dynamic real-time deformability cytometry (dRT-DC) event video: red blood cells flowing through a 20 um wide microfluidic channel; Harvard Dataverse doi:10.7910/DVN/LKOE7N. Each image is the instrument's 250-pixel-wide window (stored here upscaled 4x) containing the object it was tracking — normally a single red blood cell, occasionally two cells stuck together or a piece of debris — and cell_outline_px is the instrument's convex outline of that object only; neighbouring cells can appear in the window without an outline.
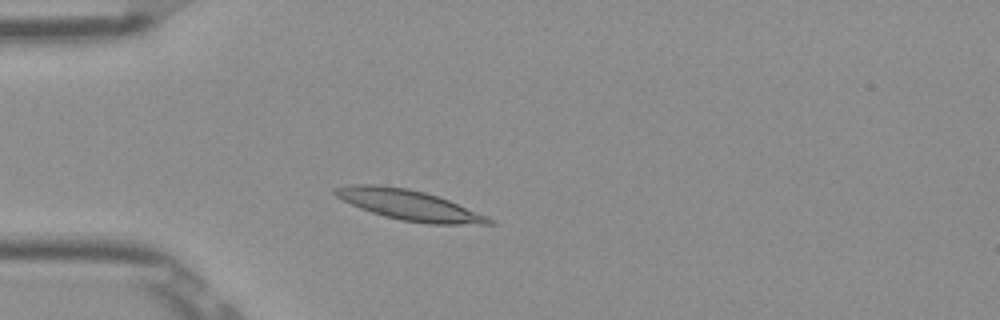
{"species": "Egyptian fruit bat (a non-hibernating species)", "species_latin": "Rousettus aegyptiacus", "temperature_condition": "room temperature", "stored_images_in_passage": 47, "camera_frame_rate_fps": 3000, "um_per_image_px": 0.085, "frame": {"image": 1, "passage_image": 9, "time_ms": 2.667, "image_size_px": [1000, 320], "cell_outline_px": [[496, 224], [428, 224], [400, 220], [384, 216], [360, 208], [336, 196], [332, 192], [332, 188], [352, 184], [376, 184], [408, 188], [424, 192], [448, 200], [488, 216], [496, 220]], "centroid_in_image_um": [34.78, 17.43], "position_along_channel_um": 50.2, "area_um2": 27.11}}
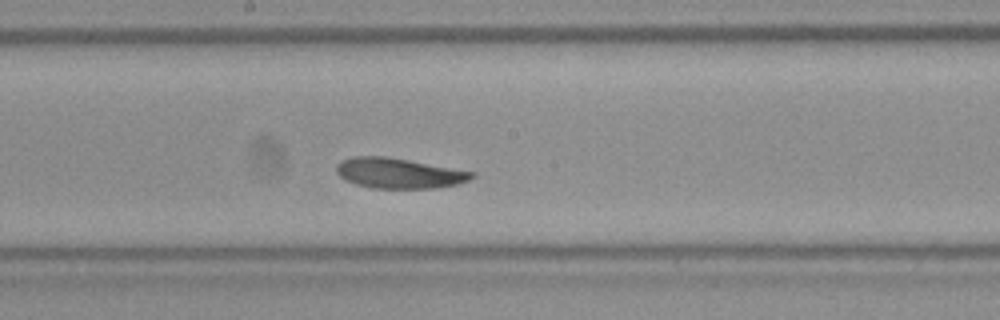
{"frame": {"image": 2, "passage_image": 23, "time_ms": 7.333, "image_size_px": [1000, 320], "cell_outline_px": [[476, 176], [460, 184], [436, 188], [372, 188], [356, 184], [344, 180], [336, 172], [336, 164], [340, 160], [352, 156], [388, 156], [476, 172]], "centroid_in_image_um": [33.9, 14.71], "position_along_channel_um": 214.3, "area_um2": 24.22}}
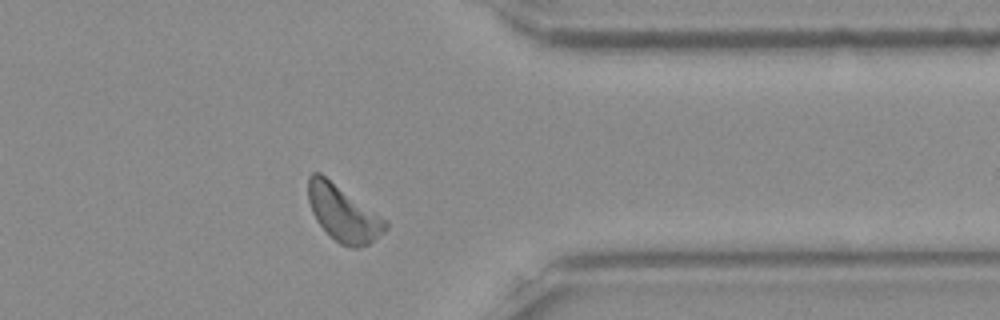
{"frame": {"image": 3, "passage_image": 37, "time_ms": 12.0, "image_size_px": [1000, 320], "cell_outline_px": [[388, 228], [384, 232], [368, 244], [360, 248], [352, 248], [340, 244], [316, 220], [312, 212], [308, 200], [308, 176], [312, 172], [320, 172], [388, 220]], "centroid_in_image_um": [29.19, 18.12], "position_along_channel_um": 382.2, "area_um2": 25.2}, "authors_computed_cell_mechanics": {"area_um2": 24.4494, "velocity_mm_per_s": 3.8074, "shape_relaxation_time_tau1_ms": 9.6965, "shape_relaxation_time_tau2_ms": 4.1245, "deformation_change_tau1": 0.2099, "deformation_change_tau2": 0.1003}}